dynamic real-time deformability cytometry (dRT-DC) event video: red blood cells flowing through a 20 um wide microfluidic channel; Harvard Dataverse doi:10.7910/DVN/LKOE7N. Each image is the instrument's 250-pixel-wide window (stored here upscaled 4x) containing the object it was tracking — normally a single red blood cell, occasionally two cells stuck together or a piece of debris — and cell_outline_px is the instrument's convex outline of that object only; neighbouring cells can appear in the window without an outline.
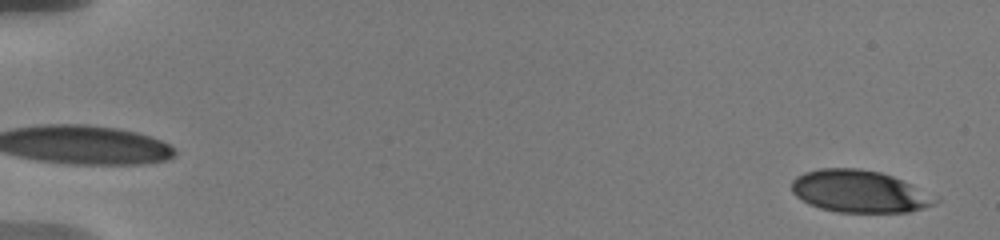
{"species": "human", "species_latin": "Homo sapiens", "temperature_condition": "warm", "stored_images_in_passage": 15, "camera_frame_rate_fps": 3000, "um_per_image_px": 0.085, "donor": {"sex": "male"}, "frame": {"image": 1, "passage_image": 2, "time_ms": 0.333, "image_size_px": [1000, 240], "cell_outline_px": [[932, 204], [924, 208], [908, 212], [836, 212], [820, 208], [808, 204], [796, 196], [792, 192], [792, 180], [796, 176], [804, 172], [820, 168], [860, 168], [880, 172], [892, 176], [908, 184]], "centroid_in_image_um": [72.8, 16.26], "position_along_channel_um": 12.2, "area_um2": 34.04}}
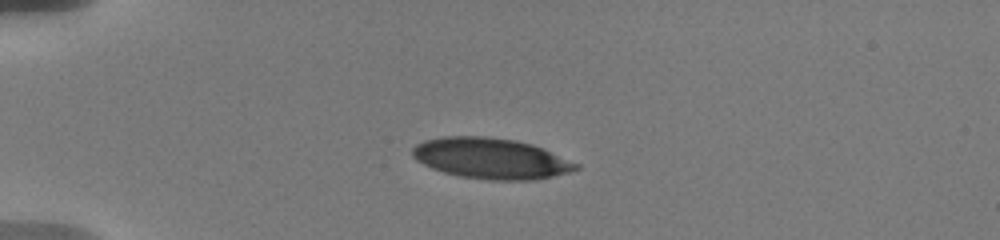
{"frame": {"image": 2, "passage_image": 11, "time_ms": 4.667, "image_size_px": [1000, 240], "cell_outline_px": [[580, 168], [568, 172], [536, 180], [488, 180], [460, 176], [444, 172], [432, 168], [416, 160], [412, 156], [412, 148], [416, 144], [424, 140], [444, 136], [484, 136], [516, 140], [532, 144], [544, 148], [580, 164]], "centroid_in_image_um": [41.74, 13.46], "position_along_channel_um": 43.3, "area_um2": 39.02}}
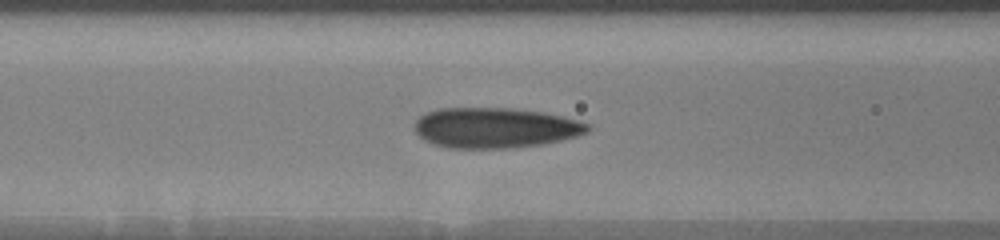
{"frame": {"image": 3, "passage_image": 15, "time_ms": 8.0, "image_size_px": [1000, 240], "cell_outline_px": [[592, 128], [588, 132], [576, 136], [544, 144], [508, 148], [448, 148], [432, 144], [424, 140], [416, 132], [412, 124], [420, 116], [436, 108], [512, 108], [544, 112], [576, 120], [588, 124]], "centroid_in_image_um": [42.05, 10.86], "position_along_channel_um": 124.5, "area_um2": 40.86}}